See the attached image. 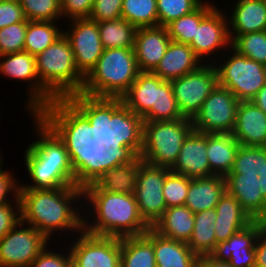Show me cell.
Masks as SVG:
<instances>
[{"mask_svg":"<svg viewBox=\"0 0 266 267\" xmlns=\"http://www.w3.org/2000/svg\"><path fill=\"white\" fill-rule=\"evenodd\" d=\"M30 116L37 134L27 148L43 166L86 167V151L100 133V119L68 112Z\"/></svg>","mask_w":266,"mask_h":267,"instance_id":"cell-1","label":"cell"},{"mask_svg":"<svg viewBox=\"0 0 266 267\" xmlns=\"http://www.w3.org/2000/svg\"><path fill=\"white\" fill-rule=\"evenodd\" d=\"M184 118L171 82L152 72H140L129 90L100 119V133L123 138L141 121L160 122Z\"/></svg>","mask_w":266,"mask_h":267,"instance_id":"cell-2","label":"cell"},{"mask_svg":"<svg viewBox=\"0 0 266 267\" xmlns=\"http://www.w3.org/2000/svg\"><path fill=\"white\" fill-rule=\"evenodd\" d=\"M139 73L134 49H104L85 77L80 95L65 112L101 119L129 90Z\"/></svg>","mask_w":266,"mask_h":267,"instance_id":"cell-3","label":"cell"},{"mask_svg":"<svg viewBox=\"0 0 266 267\" xmlns=\"http://www.w3.org/2000/svg\"><path fill=\"white\" fill-rule=\"evenodd\" d=\"M18 197L21 221L34 227L49 240L52 241V234L58 231V234L61 231L63 234L68 230V233L74 232L75 236V233L83 230L82 186L18 189Z\"/></svg>","mask_w":266,"mask_h":267,"instance_id":"cell-4","label":"cell"},{"mask_svg":"<svg viewBox=\"0 0 266 267\" xmlns=\"http://www.w3.org/2000/svg\"><path fill=\"white\" fill-rule=\"evenodd\" d=\"M142 158L122 138L99 133L86 151L82 188L134 194Z\"/></svg>","mask_w":266,"mask_h":267,"instance_id":"cell-5","label":"cell"},{"mask_svg":"<svg viewBox=\"0 0 266 267\" xmlns=\"http://www.w3.org/2000/svg\"><path fill=\"white\" fill-rule=\"evenodd\" d=\"M82 189L83 230L87 233L123 238L143 235L151 228L141 217L134 194Z\"/></svg>","mask_w":266,"mask_h":267,"instance_id":"cell-6","label":"cell"},{"mask_svg":"<svg viewBox=\"0 0 266 267\" xmlns=\"http://www.w3.org/2000/svg\"><path fill=\"white\" fill-rule=\"evenodd\" d=\"M193 130L192 121L187 117L160 122L141 121L122 139L144 162L171 169L183 142Z\"/></svg>","mask_w":266,"mask_h":267,"instance_id":"cell-7","label":"cell"},{"mask_svg":"<svg viewBox=\"0 0 266 267\" xmlns=\"http://www.w3.org/2000/svg\"><path fill=\"white\" fill-rule=\"evenodd\" d=\"M35 62L41 85L66 109L80 95L85 81L76 66L69 40L61 35L35 56Z\"/></svg>","mask_w":266,"mask_h":267,"instance_id":"cell-8","label":"cell"},{"mask_svg":"<svg viewBox=\"0 0 266 267\" xmlns=\"http://www.w3.org/2000/svg\"><path fill=\"white\" fill-rule=\"evenodd\" d=\"M266 147L239 146L230 173L225 176L226 191L233 195L253 220L266 221L264 186Z\"/></svg>","mask_w":266,"mask_h":267,"instance_id":"cell-9","label":"cell"},{"mask_svg":"<svg viewBox=\"0 0 266 267\" xmlns=\"http://www.w3.org/2000/svg\"><path fill=\"white\" fill-rule=\"evenodd\" d=\"M214 64L219 85L230 90L239 101H251L266 84V66L231 47Z\"/></svg>","mask_w":266,"mask_h":267,"instance_id":"cell-10","label":"cell"},{"mask_svg":"<svg viewBox=\"0 0 266 267\" xmlns=\"http://www.w3.org/2000/svg\"><path fill=\"white\" fill-rule=\"evenodd\" d=\"M0 60V75L19 82L25 81L29 87L26 89L29 93L26 94L28 99L25 106L28 114L65 112V109L41 85L34 55L23 51L2 55Z\"/></svg>","mask_w":266,"mask_h":267,"instance_id":"cell-11","label":"cell"},{"mask_svg":"<svg viewBox=\"0 0 266 267\" xmlns=\"http://www.w3.org/2000/svg\"><path fill=\"white\" fill-rule=\"evenodd\" d=\"M239 103L230 90L218 84L191 119L194 130L206 134H232Z\"/></svg>","mask_w":266,"mask_h":267,"instance_id":"cell-12","label":"cell"},{"mask_svg":"<svg viewBox=\"0 0 266 267\" xmlns=\"http://www.w3.org/2000/svg\"><path fill=\"white\" fill-rule=\"evenodd\" d=\"M178 108L192 119L209 94L219 84L214 63H203L198 69L170 81Z\"/></svg>","mask_w":266,"mask_h":267,"instance_id":"cell-13","label":"cell"},{"mask_svg":"<svg viewBox=\"0 0 266 267\" xmlns=\"http://www.w3.org/2000/svg\"><path fill=\"white\" fill-rule=\"evenodd\" d=\"M76 236L68 241L72 267H120L121 238L93 235L84 230Z\"/></svg>","mask_w":266,"mask_h":267,"instance_id":"cell-14","label":"cell"},{"mask_svg":"<svg viewBox=\"0 0 266 267\" xmlns=\"http://www.w3.org/2000/svg\"><path fill=\"white\" fill-rule=\"evenodd\" d=\"M49 241L34 227L19 221L0 240V267H30Z\"/></svg>","mask_w":266,"mask_h":267,"instance_id":"cell-15","label":"cell"},{"mask_svg":"<svg viewBox=\"0 0 266 267\" xmlns=\"http://www.w3.org/2000/svg\"><path fill=\"white\" fill-rule=\"evenodd\" d=\"M170 171L169 168L153 166L144 161L140 165L134 197L141 217L150 227L167 209L163 186Z\"/></svg>","mask_w":266,"mask_h":267,"instance_id":"cell-16","label":"cell"},{"mask_svg":"<svg viewBox=\"0 0 266 267\" xmlns=\"http://www.w3.org/2000/svg\"><path fill=\"white\" fill-rule=\"evenodd\" d=\"M189 46L203 63H215V59L217 61L230 49L227 15L218 5L196 26L195 37Z\"/></svg>","mask_w":266,"mask_h":267,"instance_id":"cell-17","label":"cell"},{"mask_svg":"<svg viewBox=\"0 0 266 267\" xmlns=\"http://www.w3.org/2000/svg\"><path fill=\"white\" fill-rule=\"evenodd\" d=\"M63 34L69 40L78 70L86 77L103 53L98 22L89 18L69 20ZM71 23V26H70Z\"/></svg>","mask_w":266,"mask_h":267,"instance_id":"cell-18","label":"cell"},{"mask_svg":"<svg viewBox=\"0 0 266 267\" xmlns=\"http://www.w3.org/2000/svg\"><path fill=\"white\" fill-rule=\"evenodd\" d=\"M23 157L30 183H19V189H53L63 186H82L86 177V167H50L43 166L27 147Z\"/></svg>","mask_w":266,"mask_h":267,"instance_id":"cell-19","label":"cell"},{"mask_svg":"<svg viewBox=\"0 0 266 267\" xmlns=\"http://www.w3.org/2000/svg\"><path fill=\"white\" fill-rule=\"evenodd\" d=\"M265 225L266 221L254 220L227 241L217 243L211 256L231 267H255V244Z\"/></svg>","mask_w":266,"mask_h":267,"instance_id":"cell-20","label":"cell"},{"mask_svg":"<svg viewBox=\"0 0 266 267\" xmlns=\"http://www.w3.org/2000/svg\"><path fill=\"white\" fill-rule=\"evenodd\" d=\"M170 170L191 179L215 175L207 159V134L193 130L183 142Z\"/></svg>","mask_w":266,"mask_h":267,"instance_id":"cell-21","label":"cell"},{"mask_svg":"<svg viewBox=\"0 0 266 267\" xmlns=\"http://www.w3.org/2000/svg\"><path fill=\"white\" fill-rule=\"evenodd\" d=\"M170 42L166 27L137 28L134 51L139 71L152 72L163 58Z\"/></svg>","mask_w":266,"mask_h":267,"instance_id":"cell-22","label":"cell"},{"mask_svg":"<svg viewBox=\"0 0 266 267\" xmlns=\"http://www.w3.org/2000/svg\"><path fill=\"white\" fill-rule=\"evenodd\" d=\"M232 135L242 146L266 147V114L252 101H240Z\"/></svg>","mask_w":266,"mask_h":267,"instance_id":"cell-23","label":"cell"},{"mask_svg":"<svg viewBox=\"0 0 266 267\" xmlns=\"http://www.w3.org/2000/svg\"><path fill=\"white\" fill-rule=\"evenodd\" d=\"M203 62L195 54L189 44L170 42L159 64L152 71L162 80L171 81L195 71Z\"/></svg>","mask_w":266,"mask_h":267,"instance_id":"cell-24","label":"cell"},{"mask_svg":"<svg viewBox=\"0 0 266 267\" xmlns=\"http://www.w3.org/2000/svg\"><path fill=\"white\" fill-rule=\"evenodd\" d=\"M227 15L229 35L266 31V6L263 0H236Z\"/></svg>","mask_w":266,"mask_h":267,"instance_id":"cell-25","label":"cell"},{"mask_svg":"<svg viewBox=\"0 0 266 267\" xmlns=\"http://www.w3.org/2000/svg\"><path fill=\"white\" fill-rule=\"evenodd\" d=\"M215 210L217 213L215 221V239L217 243L227 241L233 234L254 221L235 197L227 191L221 196Z\"/></svg>","mask_w":266,"mask_h":267,"instance_id":"cell-26","label":"cell"},{"mask_svg":"<svg viewBox=\"0 0 266 267\" xmlns=\"http://www.w3.org/2000/svg\"><path fill=\"white\" fill-rule=\"evenodd\" d=\"M226 192L224 176L212 175L202 178H190L185 204L193 213L215 208L221 196Z\"/></svg>","mask_w":266,"mask_h":267,"instance_id":"cell-27","label":"cell"},{"mask_svg":"<svg viewBox=\"0 0 266 267\" xmlns=\"http://www.w3.org/2000/svg\"><path fill=\"white\" fill-rule=\"evenodd\" d=\"M194 223V213L182 205L167 208L151 228L166 238L188 243Z\"/></svg>","mask_w":266,"mask_h":267,"instance_id":"cell-28","label":"cell"},{"mask_svg":"<svg viewBox=\"0 0 266 267\" xmlns=\"http://www.w3.org/2000/svg\"><path fill=\"white\" fill-rule=\"evenodd\" d=\"M153 249L157 267H195L198 260L187 243L166 238L154 230Z\"/></svg>","mask_w":266,"mask_h":267,"instance_id":"cell-29","label":"cell"},{"mask_svg":"<svg viewBox=\"0 0 266 267\" xmlns=\"http://www.w3.org/2000/svg\"><path fill=\"white\" fill-rule=\"evenodd\" d=\"M239 146L232 134H207V159L215 175L230 173Z\"/></svg>","mask_w":266,"mask_h":267,"instance_id":"cell-30","label":"cell"},{"mask_svg":"<svg viewBox=\"0 0 266 267\" xmlns=\"http://www.w3.org/2000/svg\"><path fill=\"white\" fill-rule=\"evenodd\" d=\"M120 267H157L152 228L143 235L121 238Z\"/></svg>","mask_w":266,"mask_h":267,"instance_id":"cell-31","label":"cell"},{"mask_svg":"<svg viewBox=\"0 0 266 267\" xmlns=\"http://www.w3.org/2000/svg\"><path fill=\"white\" fill-rule=\"evenodd\" d=\"M215 208L194 213V228L187 245L197 257L211 255L216 248Z\"/></svg>","mask_w":266,"mask_h":267,"instance_id":"cell-32","label":"cell"},{"mask_svg":"<svg viewBox=\"0 0 266 267\" xmlns=\"http://www.w3.org/2000/svg\"><path fill=\"white\" fill-rule=\"evenodd\" d=\"M58 21H28L25 34L24 51L36 56L52 45L61 35L63 29Z\"/></svg>","mask_w":266,"mask_h":267,"instance_id":"cell-33","label":"cell"},{"mask_svg":"<svg viewBox=\"0 0 266 267\" xmlns=\"http://www.w3.org/2000/svg\"><path fill=\"white\" fill-rule=\"evenodd\" d=\"M98 30L104 49H134L137 28L124 18L98 22Z\"/></svg>","mask_w":266,"mask_h":267,"instance_id":"cell-34","label":"cell"},{"mask_svg":"<svg viewBox=\"0 0 266 267\" xmlns=\"http://www.w3.org/2000/svg\"><path fill=\"white\" fill-rule=\"evenodd\" d=\"M211 1H205L192 13L169 23L166 28L172 41L189 44L195 37L196 26L216 7Z\"/></svg>","mask_w":266,"mask_h":267,"instance_id":"cell-35","label":"cell"},{"mask_svg":"<svg viewBox=\"0 0 266 267\" xmlns=\"http://www.w3.org/2000/svg\"><path fill=\"white\" fill-rule=\"evenodd\" d=\"M122 18L136 28L158 26L157 0H123Z\"/></svg>","mask_w":266,"mask_h":267,"instance_id":"cell-36","label":"cell"},{"mask_svg":"<svg viewBox=\"0 0 266 267\" xmlns=\"http://www.w3.org/2000/svg\"><path fill=\"white\" fill-rule=\"evenodd\" d=\"M229 36L231 48L238 54L266 66V31Z\"/></svg>","mask_w":266,"mask_h":267,"instance_id":"cell-37","label":"cell"},{"mask_svg":"<svg viewBox=\"0 0 266 267\" xmlns=\"http://www.w3.org/2000/svg\"><path fill=\"white\" fill-rule=\"evenodd\" d=\"M19 2L28 21H62L60 0H19Z\"/></svg>","mask_w":266,"mask_h":267,"instance_id":"cell-38","label":"cell"},{"mask_svg":"<svg viewBox=\"0 0 266 267\" xmlns=\"http://www.w3.org/2000/svg\"><path fill=\"white\" fill-rule=\"evenodd\" d=\"M203 0H157L158 26L166 27L172 21L196 10Z\"/></svg>","mask_w":266,"mask_h":267,"instance_id":"cell-39","label":"cell"},{"mask_svg":"<svg viewBox=\"0 0 266 267\" xmlns=\"http://www.w3.org/2000/svg\"><path fill=\"white\" fill-rule=\"evenodd\" d=\"M190 178L170 171L165 178L163 197L167 208L185 204Z\"/></svg>","mask_w":266,"mask_h":267,"instance_id":"cell-40","label":"cell"},{"mask_svg":"<svg viewBox=\"0 0 266 267\" xmlns=\"http://www.w3.org/2000/svg\"><path fill=\"white\" fill-rule=\"evenodd\" d=\"M27 20L0 29V56L24 51Z\"/></svg>","mask_w":266,"mask_h":267,"instance_id":"cell-41","label":"cell"},{"mask_svg":"<svg viewBox=\"0 0 266 267\" xmlns=\"http://www.w3.org/2000/svg\"><path fill=\"white\" fill-rule=\"evenodd\" d=\"M123 0H94L90 20L103 22L122 18Z\"/></svg>","mask_w":266,"mask_h":267,"instance_id":"cell-42","label":"cell"},{"mask_svg":"<svg viewBox=\"0 0 266 267\" xmlns=\"http://www.w3.org/2000/svg\"><path fill=\"white\" fill-rule=\"evenodd\" d=\"M48 246L33 260L30 267H72L70 250L50 251ZM59 252V253H58ZM64 252V254H63ZM67 253V254H66Z\"/></svg>","mask_w":266,"mask_h":267,"instance_id":"cell-43","label":"cell"},{"mask_svg":"<svg viewBox=\"0 0 266 267\" xmlns=\"http://www.w3.org/2000/svg\"><path fill=\"white\" fill-rule=\"evenodd\" d=\"M93 3L94 0H60L62 20L89 18Z\"/></svg>","mask_w":266,"mask_h":267,"instance_id":"cell-44","label":"cell"},{"mask_svg":"<svg viewBox=\"0 0 266 267\" xmlns=\"http://www.w3.org/2000/svg\"><path fill=\"white\" fill-rule=\"evenodd\" d=\"M13 201L0 206V240L21 221L19 197L13 198Z\"/></svg>","mask_w":266,"mask_h":267,"instance_id":"cell-45","label":"cell"},{"mask_svg":"<svg viewBox=\"0 0 266 267\" xmlns=\"http://www.w3.org/2000/svg\"><path fill=\"white\" fill-rule=\"evenodd\" d=\"M25 19L19 0H0V29Z\"/></svg>","mask_w":266,"mask_h":267,"instance_id":"cell-46","label":"cell"},{"mask_svg":"<svg viewBox=\"0 0 266 267\" xmlns=\"http://www.w3.org/2000/svg\"><path fill=\"white\" fill-rule=\"evenodd\" d=\"M14 176L10 171L0 168V206L12 202L8 198L10 194L12 198L18 196L19 182Z\"/></svg>","mask_w":266,"mask_h":267,"instance_id":"cell-47","label":"cell"},{"mask_svg":"<svg viewBox=\"0 0 266 267\" xmlns=\"http://www.w3.org/2000/svg\"><path fill=\"white\" fill-rule=\"evenodd\" d=\"M255 267H266V225L258 235L255 244Z\"/></svg>","mask_w":266,"mask_h":267,"instance_id":"cell-48","label":"cell"},{"mask_svg":"<svg viewBox=\"0 0 266 267\" xmlns=\"http://www.w3.org/2000/svg\"><path fill=\"white\" fill-rule=\"evenodd\" d=\"M195 267H231L226 261H219L211 255L198 257Z\"/></svg>","mask_w":266,"mask_h":267,"instance_id":"cell-49","label":"cell"},{"mask_svg":"<svg viewBox=\"0 0 266 267\" xmlns=\"http://www.w3.org/2000/svg\"><path fill=\"white\" fill-rule=\"evenodd\" d=\"M251 101L266 114V84L257 92Z\"/></svg>","mask_w":266,"mask_h":267,"instance_id":"cell-50","label":"cell"},{"mask_svg":"<svg viewBox=\"0 0 266 267\" xmlns=\"http://www.w3.org/2000/svg\"><path fill=\"white\" fill-rule=\"evenodd\" d=\"M262 196L266 199V164H265V175H264V186L260 190Z\"/></svg>","mask_w":266,"mask_h":267,"instance_id":"cell-51","label":"cell"},{"mask_svg":"<svg viewBox=\"0 0 266 267\" xmlns=\"http://www.w3.org/2000/svg\"><path fill=\"white\" fill-rule=\"evenodd\" d=\"M2 153L0 152V155H1ZM3 158H2V155L0 156V168H3L2 167V163H3V160H2Z\"/></svg>","mask_w":266,"mask_h":267,"instance_id":"cell-52","label":"cell"}]
</instances>
